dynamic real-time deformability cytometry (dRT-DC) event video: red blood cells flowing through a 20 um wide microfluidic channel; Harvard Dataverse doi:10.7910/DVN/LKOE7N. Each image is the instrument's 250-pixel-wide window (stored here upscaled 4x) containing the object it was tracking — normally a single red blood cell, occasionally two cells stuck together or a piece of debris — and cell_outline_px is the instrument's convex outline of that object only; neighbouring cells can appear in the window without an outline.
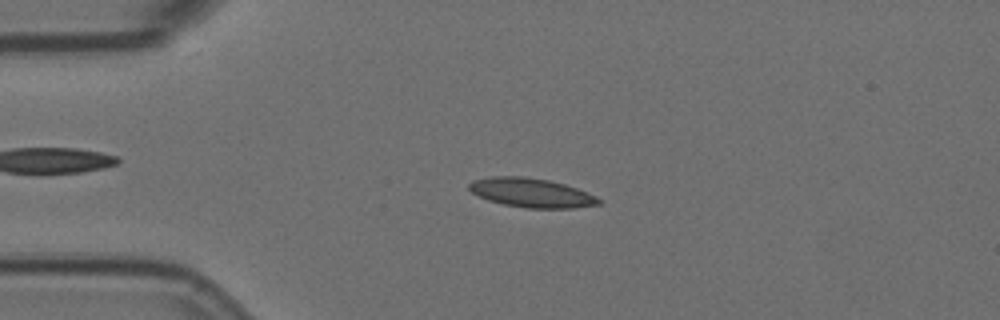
{"species": "Egyptian fruit bat (a non-hibernating species)", "species_latin": "Rousettus aegyptiacus", "temperature_condition": "room temperature", "stored_images_in_passage": 47, "camera_frame_rate_fps": 3000, "um_per_image_px": 0.085, "animal": {"sex": "female"}, "frame": {"image": 1, "passage_image": 12, "time_ms": 3.667, "image_size_px": [1000, 320], "cell_outline_px": [[600, 204], [572, 208], [528, 208], [504, 204], [488, 200], [472, 192], [468, 188], [468, 184], [476, 180], [492, 176], [520, 176], [548, 180], [564, 184], [576, 188], [600, 200]], "centroid_in_image_um": [45.12, 16.38], "position_along_channel_um": 39.9, "area_um2": 21.5}}
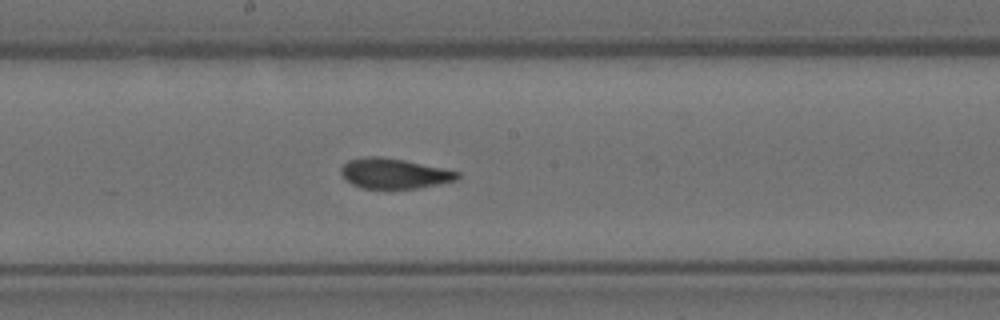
{"frame": {"image": 2, "passage_image": 29, "time_ms": 9.333, "image_size_px": [1000, 320], "cell_outline_px": [[460, 176], [456, 180], [440, 184], [416, 188], [360, 188], [352, 184], [340, 172], [340, 168], [348, 160], [368, 156], [380, 156], [404, 160], [460, 172]], "centroid_in_image_um": [33.5, 14.74], "position_along_channel_um": 214.7, "area_um2": 20.29}}
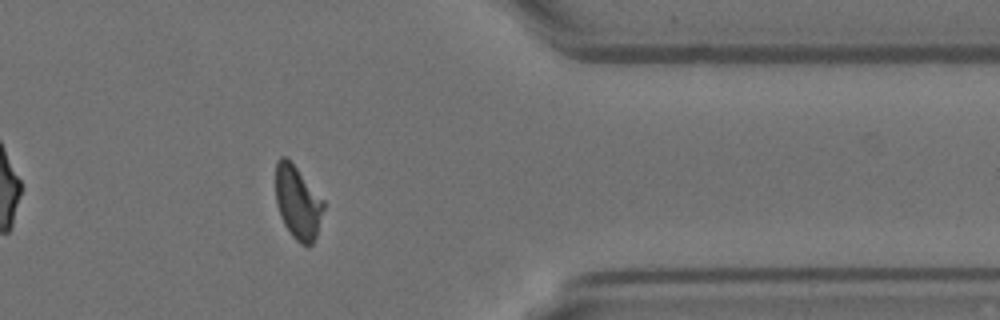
{"frame": {"image": 3, "passage_image": 45, "time_ms": 14.667, "image_size_px": [1000, 320], "cell_outline_px": [[324, 208], [316, 236], [312, 244], [300, 244], [292, 236], [284, 224], [280, 216], [276, 204], [276, 160], [280, 156], [284, 156], [296, 168], [324, 200]], "centroid_in_image_um": [25.29, 17.22], "position_along_channel_um": 386.1, "area_um2": 20.17}, "authors_computed_cell_mechanics": {"area_um2": 20.8658, "velocity_mm_per_s": 3.5406, "shape_relaxation_time_tau1_ms": 9.2344, "shape_relaxation_time_tau2_ms": 1.1731, "deformation_change_tau1": 0.1993, "deformation_change_tau2": 0.0753}}